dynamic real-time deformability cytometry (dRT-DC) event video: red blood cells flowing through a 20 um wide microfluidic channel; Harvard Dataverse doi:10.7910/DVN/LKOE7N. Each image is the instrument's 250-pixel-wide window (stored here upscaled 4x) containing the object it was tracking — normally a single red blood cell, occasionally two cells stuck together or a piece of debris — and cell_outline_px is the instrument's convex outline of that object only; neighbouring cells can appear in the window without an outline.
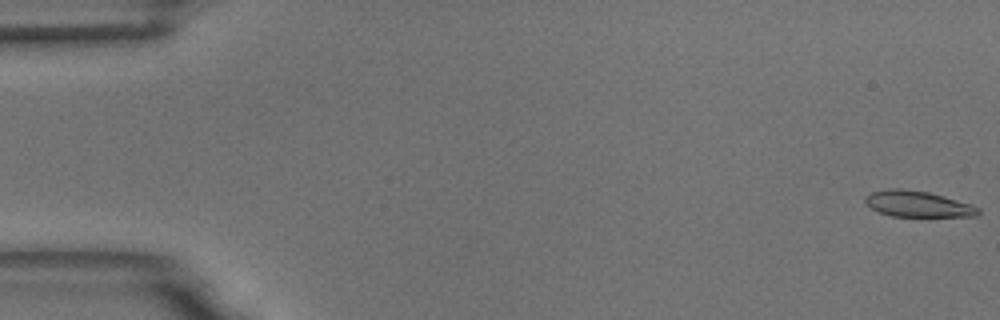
{"species": "common noctule bat (a hibernating species)", "species_latin": "Nyctalus noctula", "temperature_condition": "room temperature", "stored_images_in_passage": 57, "camera_frame_rate_fps": 3000, "um_per_image_px": 0.085, "animal": {"sex": "male", "body_mass_g": 18.8}, "frame": {"image": 1, "passage_image": 1, "time_ms": 0.0, "image_size_px": [1000, 320], "cell_outline_px": [[980, 212], [976, 216], [892, 216], [880, 212], [872, 208], [864, 200], [864, 196], [872, 192], [888, 188], [900, 188], [928, 192], [944, 196], [980, 208]], "centroid_in_image_um": [77.98, 17.33], "position_along_channel_um": 7.0, "area_um2": 16.88}}
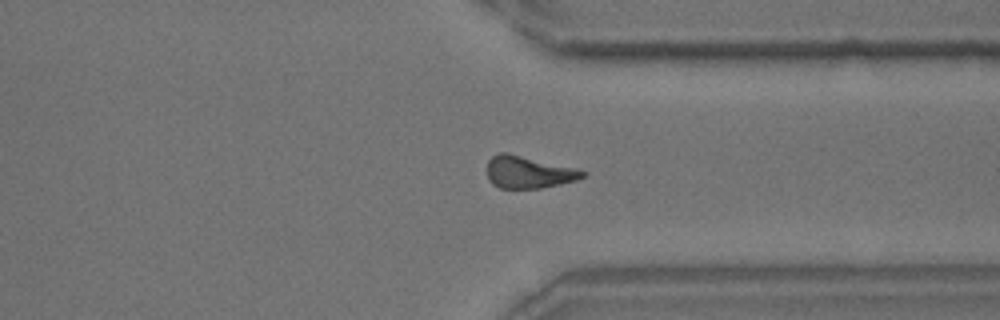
{"frame": {"image": 2, "passage_image": 43, "time_ms": 14.0, "image_size_px": [1000, 320], "cell_outline_px": [[588, 172], [584, 176], [576, 180], [560, 184], [540, 188], [500, 188], [492, 184], [488, 180], [488, 160], [492, 156], [500, 152], [508, 152], [576, 168]], "centroid_in_image_um": [44.92, 14.62], "position_along_channel_um": 366.5, "area_um2": 17.98}}
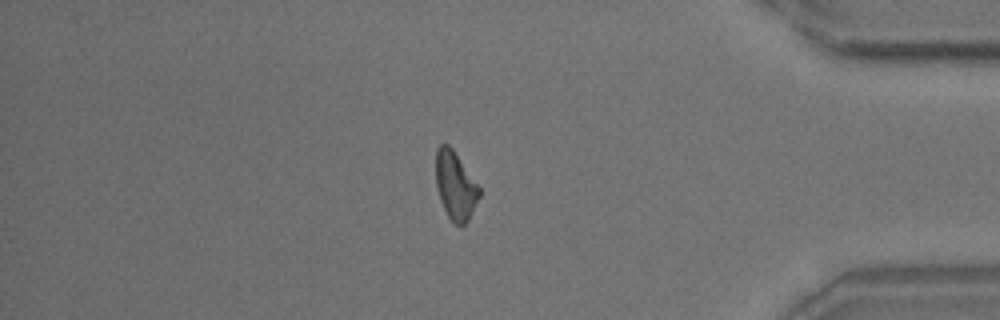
{"frame": {"image": 3, "passage_image": 48, "time_ms": 15.667, "image_size_px": [1000, 320], "cell_outline_px": [[480, 196], [468, 220], [464, 224], [456, 224], [448, 216], [440, 200], [436, 184], [436, 148], [440, 144], [448, 144], [452, 148], [480, 188]], "centroid_in_image_um": [38.69, 15.75], "position_along_channel_um": 396.5, "area_um2": 16.94}, "authors_computed_cell_mechanics": {"area_um2": 17.918, "velocity_mm_per_s": 3.6351, "shape_relaxation_time_tau1_ms": null, "shape_relaxation_time_tau2_ms": 10.093, "deformation_change_tau1": null, "deformation_change_tau2": 0.2115}}